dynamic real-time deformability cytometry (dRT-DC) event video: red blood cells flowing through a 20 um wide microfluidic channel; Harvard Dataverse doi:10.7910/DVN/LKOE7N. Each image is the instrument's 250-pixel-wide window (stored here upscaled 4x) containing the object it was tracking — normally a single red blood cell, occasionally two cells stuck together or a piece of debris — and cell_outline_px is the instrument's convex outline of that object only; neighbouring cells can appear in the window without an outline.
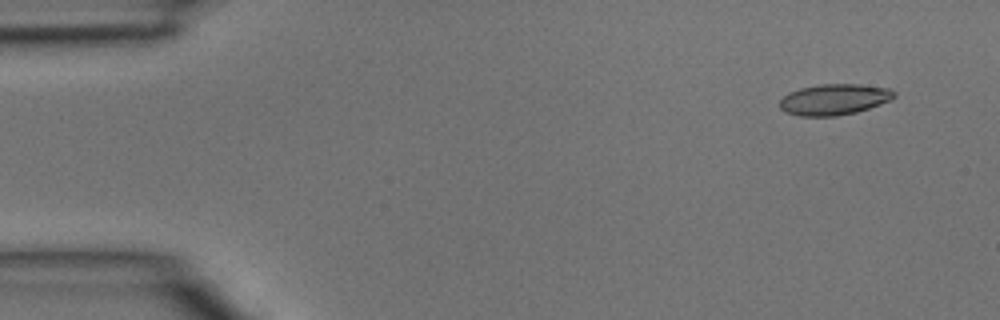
{"species": "common noctule bat (a hibernating species)", "species_latin": "Nyctalus noctula", "temperature_condition": "room temperature", "stored_images_in_passage": 3, "camera_frame_rate_fps": 3000, "um_per_image_px": 0.085, "animal": {"sex": "male", "body_mass_g": 15.6}, "frame": {"image": 1, "passage_image": 1, "time_ms": 0.0, "image_size_px": [1000, 320], "cell_outline_px": [[896, 96], [892, 100], [856, 112], [836, 116], [800, 116], [784, 112], [780, 108], [780, 100], [788, 92], [800, 88], [820, 84], [860, 84], [888, 88], [896, 92]], "centroid_in_image_um": [70.9, 8.45], "position_along_channel_um": 14.1, "area_um2": 20.75}}
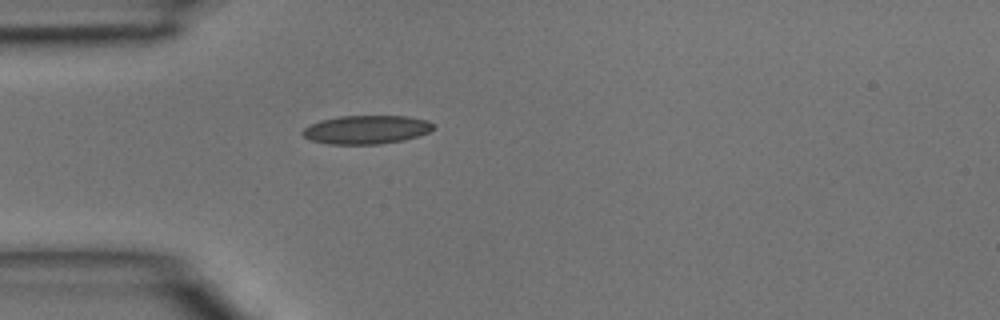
{"frame": {"image": 2, "passage_image": 3, "time_ms": 0.667, "image_size_px": [1000, 320], "cell_outline_px": [[436, 124], [428, 132], [404, 140], [380, 144], [328, 144], [312, 140], [304, 136], [300, 132], [304, 128], [320, 120], [340, 116], [408, 116], [428, 120]], "centroid_in_image_um": [31.15, 11.01], "position_along_channel_um": 53.8, "area_um2": 21.73}}